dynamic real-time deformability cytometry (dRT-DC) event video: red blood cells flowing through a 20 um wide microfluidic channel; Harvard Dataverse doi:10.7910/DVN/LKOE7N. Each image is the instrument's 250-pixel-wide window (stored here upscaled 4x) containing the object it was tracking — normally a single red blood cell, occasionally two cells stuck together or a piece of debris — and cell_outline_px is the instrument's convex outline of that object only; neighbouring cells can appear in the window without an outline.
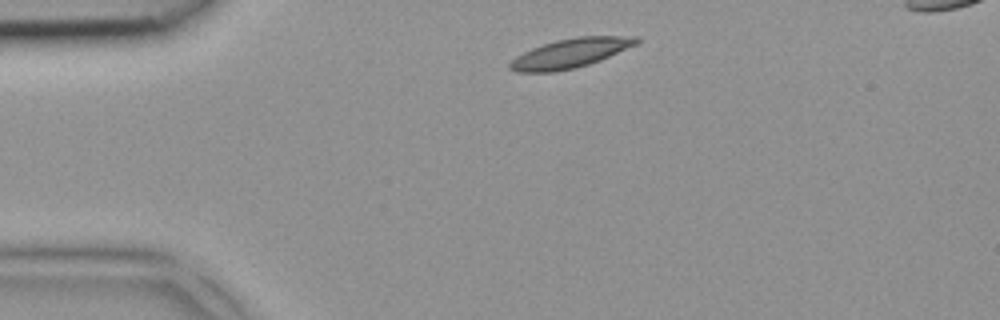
{"species": "common noctule bat (a hibernating species)", "species_latin": "Nyctalus noctula", "temperature_condition": "room temperature", "stored_images_in_passage": 3, "segment_of_instrument_passage": [1, 2], "camera_frame_rate_fps": 3000, "um_per_image_px": 0.085, "animal": {"sex": "female", "body_mass_g": 18.4}, "frame": {"image": 1, "passage_image": 1, "time_ms": 0.0, "image_size_px": [1000, 320], "cell_outline_px": [[640, 40], [636, 44], [600, 60], [576, 68], [552, 72], [516, 72], [508, 68], [508, 64], [516, 56], [532, 48], [556, 40], [576, 36], [640, 36]], "centroid_in_image_um": [48.47, 4.52], "position_along_channel_um": 36.5, "area_um2": 21.5}}